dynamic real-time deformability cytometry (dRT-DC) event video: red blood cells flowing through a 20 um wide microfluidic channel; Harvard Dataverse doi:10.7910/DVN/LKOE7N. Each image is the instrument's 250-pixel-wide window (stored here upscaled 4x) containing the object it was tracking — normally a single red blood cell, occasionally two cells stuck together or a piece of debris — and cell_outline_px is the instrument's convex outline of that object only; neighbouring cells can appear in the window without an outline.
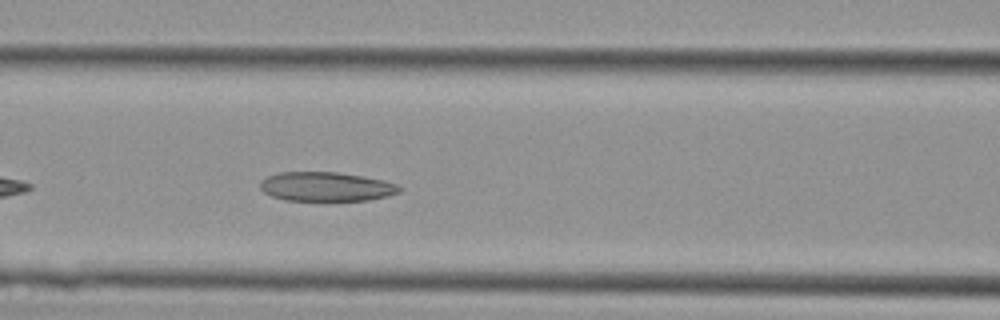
{"species": "Egyptian fruit bat (a non-hibernating species)", "species_latin": "Rousettus aegyptiacus", "temperature_condition": "cold", "stored_images_in_passage": 17, "camera_frame_rate_fps": 3000, "um_per_image_px": 0.085, "animal": {"sex": "female"}, "frame": {"image": 1, "passage_image": 6, "time_ms": 1.667, "image_size_px": [1000, 320], "cell_outline_px": [[404, 188], [400, 192], [388, 196], [368, 200], [284, 200], [272, 196], [264, 192], [260, 188], [260, 180], [268, 176], [280, 172], [336, 172], [384, 180], [396, 184]], "centroid_in_image_um": [27.73, 15.86], "position_along_channel_um": 138.9, "area_um2": 23.64}}
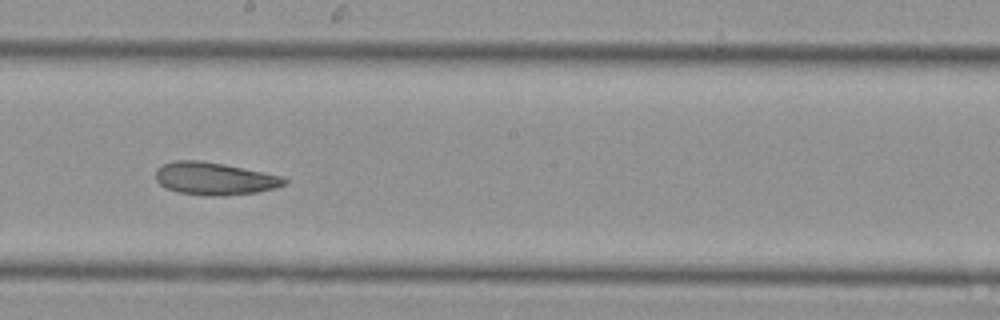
{"frame": {"image": 2, "passage_image": 12, "time_ms": 3.667, "image_size_px": [1000, 320], "cell_outline_px": [[288, 180], [284, 184], [276, 188], [256, 192], [224, 196], [208, 196], [180, 192], [168, 188], [160, 184], [156, 180], [156, 168], [164, 164], [176, 160], [200, 160], [224, 164], [280, 176]], "centroid_in_image_um": [18.21, 15.18], "position_along_channel_um": 230.0, "area_um2": 24.16}}
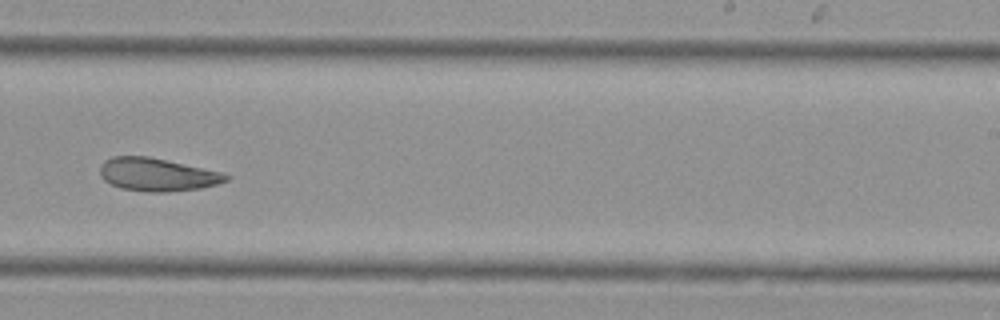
{"frame": {"image": 3, "passage_image": 15, "time_ms": 4.667, "image_size_px": [1000, 320], "cell_outline_px": [[232, 176], [228, 180], [216, 184], [200, 188], [168, 192], [148, 192], [120, 188], [104, 180], [100, 176], [100, 168], [104, 160], [112, 156], [148, 156], [224, 172]], "centroid_in_image_um": [13.38, 14.83], "position_along_channel_um": 275.6, "area_um2": 24.39}}